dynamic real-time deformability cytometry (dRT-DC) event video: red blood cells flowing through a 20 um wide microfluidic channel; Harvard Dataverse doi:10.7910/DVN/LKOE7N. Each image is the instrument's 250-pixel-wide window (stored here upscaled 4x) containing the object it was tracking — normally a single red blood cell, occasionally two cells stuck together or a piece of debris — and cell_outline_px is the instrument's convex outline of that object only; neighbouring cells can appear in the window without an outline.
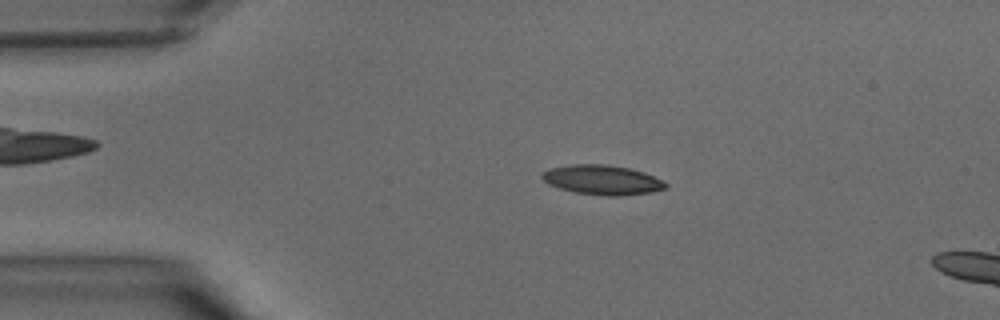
{"species": "common noctule bat (a hibernating species)", "species_latin": "Nyctalus noctula", "temperature_condition": "warm", "stored_images_in_passage": 40, "camera_frame_rate_fps": 3000, "um_per_image_px": 0.085, "animal": {"sex": "male", "body_mass_g": 15.6}, "frame": {"image": 1, "passage_image": 8, "time_ms": 2.333, "image_size_px": [1000, 320], "cell_outline_px": [[668, 188], [652, 192], [620, 196], [608, 196], [576, 192], [560, 188], [548, 184], [540, 176], [548, 168], [572, 164], [608, 164], [628, 168], [644, 172], [664, 180], [668, 184]], "centroid_in_image_um": [51.23, 15.28], "position_along_channel_um": 33.8, "area_um2": 21.44}}
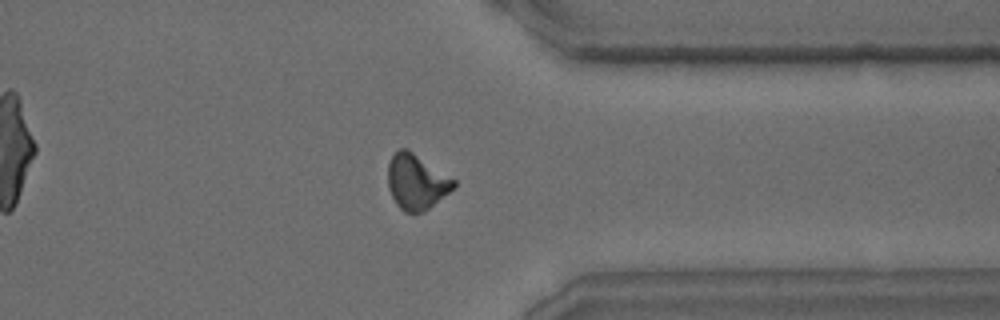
{"frame": {"image": 2, "passage_image": 31, "time_ms": 10.0, "image_size_px": [1000, 320], "cell_outline_px": [[456, 184], [448, 192], [424, 212], [404, 212], [396, 204], [388, 188], [388, 164], [392, 156], [400, 148], [408, 148], [456, 180]], "centroid_in_image_um": [35.38, 15.44], "position_along_channel_um": 376.0, "area_um2": 21.04}}
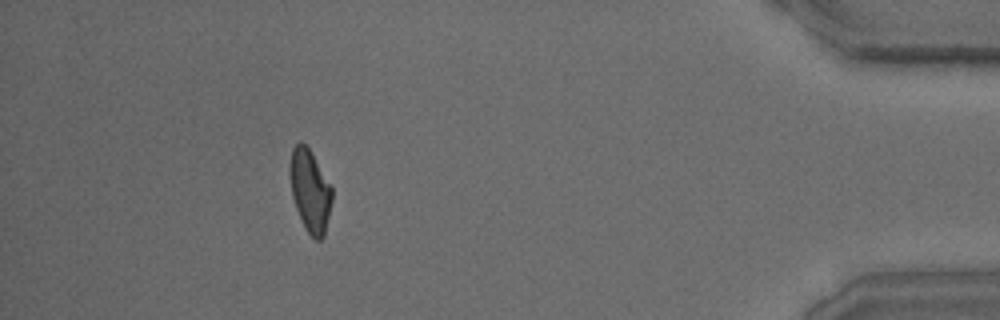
{"frame": {"image": 3, "passage_image": 36, "time_ms": 11.667, "image_size_px": [1000, 320], "cell_outline_px": [[332, 200], [324, 236], [320, 240], [316, 240], [304, 228], [296, 208], [292, 196], [288, 172], [288, 168], [292, 148], [300, 140], [308, 148], [332, 188]], "centroid_in_image_um": [26.32, 16.21], "position_along_channel_um": 408.9, "area_um2": 20.11}}